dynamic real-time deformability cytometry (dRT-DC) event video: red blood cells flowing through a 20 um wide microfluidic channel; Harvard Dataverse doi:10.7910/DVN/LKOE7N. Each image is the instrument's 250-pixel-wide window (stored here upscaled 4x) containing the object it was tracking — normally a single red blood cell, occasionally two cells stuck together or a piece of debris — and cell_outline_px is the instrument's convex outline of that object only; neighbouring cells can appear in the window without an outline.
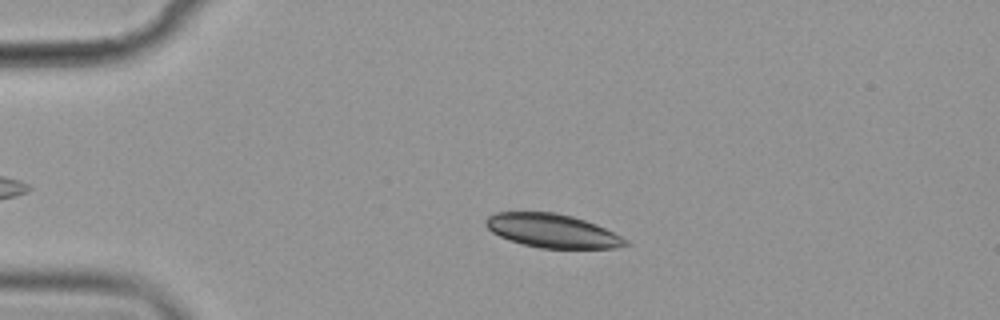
{"species": "common noctule bat (a hibernating species)", "species_latin": "Nyctalus noctula", "temperature_condition": "cold", "stored_images_in_passage": 56, "camera_frame_rate_fps": 3000, "um_per_image_px": 0.085, "animal": {"sex": "female", "body_mass_g": 19.9}, "frame": {"image": 1, "passage_image": 12, "time_ms": 3.667, "image_size_px": [1000, 320], "cell_outline_px": [[632, 244], [616, 248], [540, 248], [524, 244], [500, 236], [492, 232], [484, 224], [484, 220], [488, 216], [496, 212], [556, 212], [572, 216], [596, 224], [628, 240]], "centroid_in_image_um": [46.95, 19.61], "position_along_channel_um": 38.0, "area_um2": 27.28}}
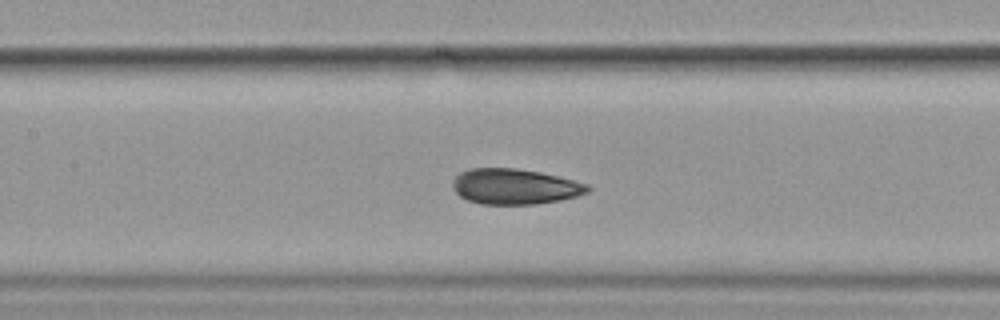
{"frame": {"image": 2, "passage_image": 26, "time_ms": 8.333, "image_size_px": [1000, 320], "cell_outline_px": [[592, 188], [588, 192], [576, 196], [560, 200], [536, 204], [480, 204], [468, 200], [460, 196], [452, 188], [452, 180], [460, 172], [468, 168], [516, 168], [540, 172], [588, 184]], "centroid_in_image_um": [43.73, 15.85], "position_along_channel_um": 163.7, "area_um2": 27.98}}
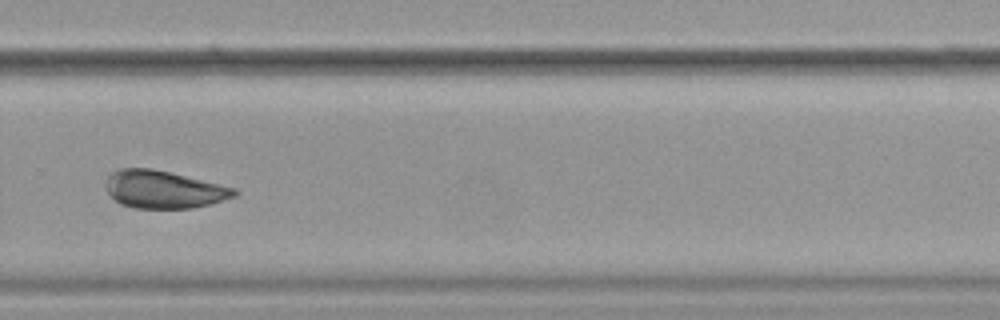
{"frame": {"image": 3, "passage_image": 39, "time_ms": 12.667, "image_size_px": [1000, 320], "cell_outline_px": [[240, 192], [236, 196], [224, 200], [192, 208], [136, 208], [120, 204], [108, 192], [104, 184], [108, 176], [112, 172], [120, 168], [152, 168], [220, 184], [236, 188]], "centroid_in_image_um": [13.91, 16.1], "position_along_channel_um": 315.9, "area_um2": 28.15}, "authors_computed_cell_mechanics": {"area_um2": 28.6977, "velocity_mm_per_s": 3.5347, "shape_relaxation_time_tau1_ms": 7.683, "shape_relaxation_time_tau2_ms": 5.0905, "deformation_change_tau1": 0.1, "deformation_change_tau2": 0.0679}}